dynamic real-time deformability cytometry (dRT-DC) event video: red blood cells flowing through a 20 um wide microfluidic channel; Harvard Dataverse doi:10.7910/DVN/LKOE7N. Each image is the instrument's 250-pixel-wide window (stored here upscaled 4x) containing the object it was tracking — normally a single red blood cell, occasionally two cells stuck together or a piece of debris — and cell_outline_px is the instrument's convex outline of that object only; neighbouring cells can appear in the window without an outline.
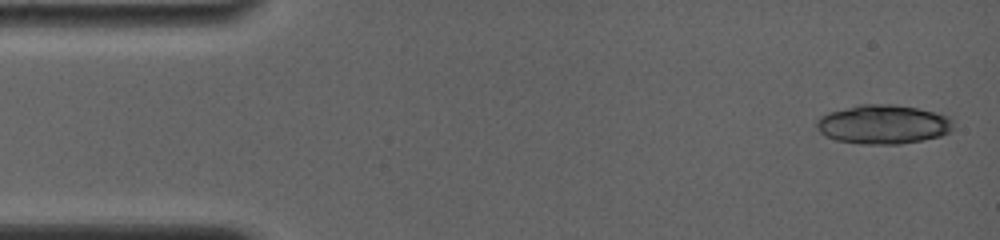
{"species": "common noctule bat (a hibernating species)", "species_latin": "Nyctalus noctula", "temperature_condition": "room temperature", "stored_images_in_passage": 9, "camera_frame_rate_fps": 4000, "um_per_image_px": 0.085, "animal": {"sex": "female", "body_mass_g": 19.0, "forearm_length_mm": 56.7}, "frame": {"image": 1, "passage_image": 1, "time_ms": 0.0, "image_size_px": [1000, 240], "cell_outline_px": [[952, 128], [948, 132], [940, 136], [924, 140], [900, 144], [860, 144], [836, 140], [824, 136], [816, 128], [816, 120], [820, 116], [828, 112], [860, 104], [892, 104], [916, 108], [952, 116]], "centroid_in_image_um": [75.05, 10.57], "position_along_channel_um": 10.0, "area_um2": 31.39}}